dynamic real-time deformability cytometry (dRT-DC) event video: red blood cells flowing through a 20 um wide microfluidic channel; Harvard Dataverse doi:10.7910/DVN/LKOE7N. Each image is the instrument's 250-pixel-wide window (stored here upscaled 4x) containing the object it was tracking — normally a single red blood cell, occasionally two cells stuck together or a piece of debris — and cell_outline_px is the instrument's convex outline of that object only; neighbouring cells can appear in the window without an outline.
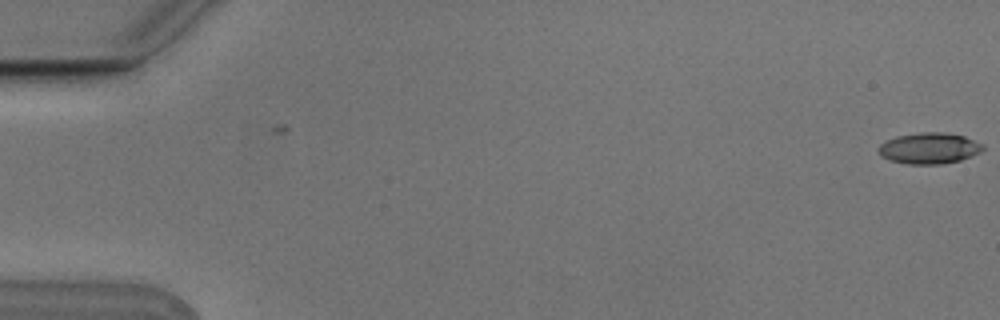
{"species": "Egyptian fruit bat (a non-hibernating species)", "species_latin": "Rousettus aegyptiacus", "temperature_condition": "cold", "stored_images_in_passage": 4, "segment_of_instrument_passage": [2, 2], "camera_frame_rate_fps": 3000, "um_per_image_px": 0.085, "animal": {"sex": "male"}, "frame": {"image": 1, "passage_image": 4, "time_ms": 1.0, "image_size_px": [1000, 320], "cell_outline_px": [[984, 148], [980, 152], [960, 160], [940, 164], [908, 164], [892, 160], [880, 156], [880, 144], [896, 136], [920, 132], [944, 132], [964, 136], [984, 144]], "centroid_in_image_um": [79.01, 12.59], "position_along_channel_um": 6.0, "area_um2": 18.73}}